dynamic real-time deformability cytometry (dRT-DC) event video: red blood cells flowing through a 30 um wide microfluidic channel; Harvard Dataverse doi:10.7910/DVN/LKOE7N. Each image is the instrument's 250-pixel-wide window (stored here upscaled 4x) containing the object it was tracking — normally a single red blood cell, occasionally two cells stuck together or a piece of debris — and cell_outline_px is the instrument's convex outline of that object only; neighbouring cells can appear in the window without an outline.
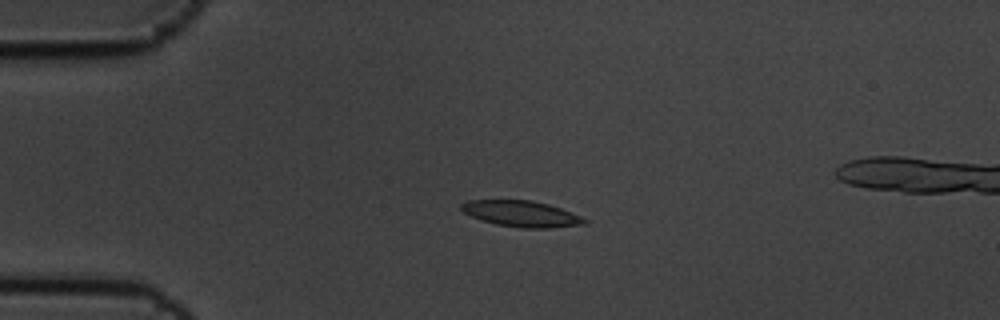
{"species": "common noctule bat (a hibernating species)", "species_latin": "Nyctalus noctula", "temperature_condition": "cold", "stored_images_in_passage": 6, "camera_frame_rate_fps": 3000, "um_per_image_px": 0.085, "animal": {"sex": "male", "body_mass_g": 19.5, "forearm_length_mm": 54.6}, "frame": {"image": 1, "passage_image": 4, "time_ms": 1.0, "image_size_px": [1000, 320], "cell_outline_px": [[588, 224], [548, 228], [524, 228], [496, 224], [472, 216], [464, 212], [460, 208], [460, 204], [468, 200], [532, 200], [548, 204], [560, 208], [580, 216], [588, 220]], "centroid_in_image_um": [44.34, 18.17], "position_along_channel_um": 40.7, "area_um2": 18.55}}
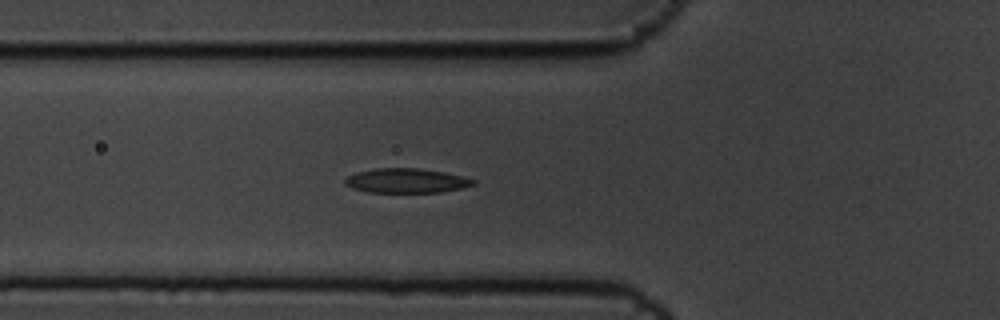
{"frame": {"image": 2, "passage_image": 6, "time_ms": 1.667, "image_size_px": [1000, 320], "cell_outline_px": [[476, 184], [460, 188], [440, 192], [368, 192], [352, 188], [344, 184], [344, 180], [348, 176], [356, 172], [376, 168], [420, 168], [444, 172], [464, 176], [476, 180]], "centroid_in_image_um": [34.54, 15.35], "position_along_channel_um": 91.3, "area_um2": 18.32}}